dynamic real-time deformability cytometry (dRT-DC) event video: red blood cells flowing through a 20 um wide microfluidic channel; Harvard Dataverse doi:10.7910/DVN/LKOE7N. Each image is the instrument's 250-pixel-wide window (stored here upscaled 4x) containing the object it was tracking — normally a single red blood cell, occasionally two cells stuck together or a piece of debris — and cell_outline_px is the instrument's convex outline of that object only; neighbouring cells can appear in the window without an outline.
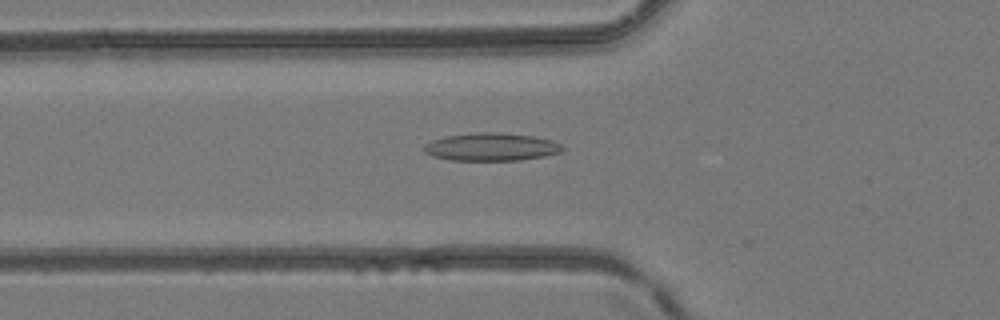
{"species": "common noctule bat (a hibernating species)", "species_latin": "Nyctalus noctula", "temperature_condition": "room temperature", "stored_images_in_passage": 43, "camera_frame_rate_fps": 3000, "um_per_image_px": 0.085, "animal": {"sex": "female", "body_mass_g": 24.6, "forearm_length_mm": 56.2}, "frame": {"image": 1, "passage_image": 17, "time_ms": 5.333, "image_size_px": [1000, 320], "cell_outline_px": [[564, 148], [560, 152], [544, 156], [520, 160], [448, 160], [432, 156], [424, 152], [424, 144], [432, 140], [448, 136], [476, 132], [500, 132], [532, 136], [552, 140], [560, 144]], "centroid_in_image_um": [41.74, 12.49], "position_along_channel_um": 84.1, "area_um2": 22.43}}
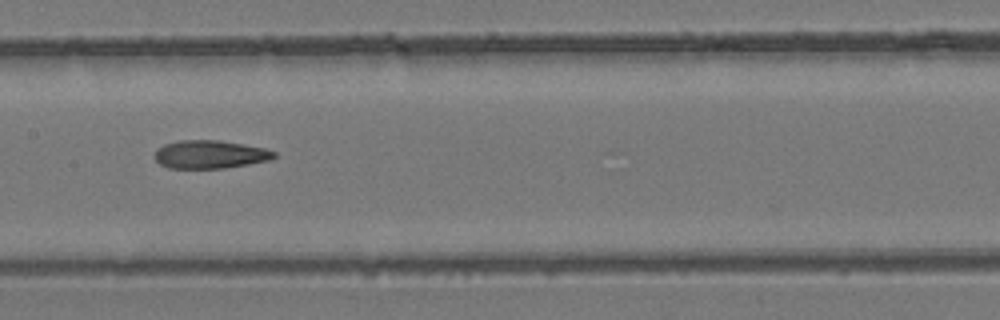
{"frame": {"image": 2, "passage_image": 24, "time_ms": 7.667, "image_size_px": [1000, 320], "cell_outline_px": [[276, 156], [268, 160], [248, 164], [224, 168], [168, 168], [160, 164], [156, 160], [156, 148], [164, 144], [176, 140], [220, 140], [264, 148], [276, 152]], "centroid_in_image_um": [17.82, 13.12], "position_along_channel_um": 189.6, "area_um2": 19.54}}
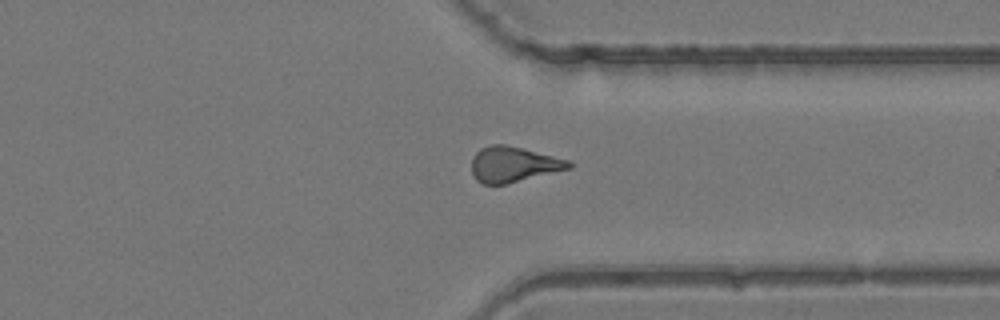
{"frame": {"image": 3, "passage_image": 36, "time_ms": 11.667, "image_size_px": [1000, 320], "cell_outline_px": [[572, 168], [504, 184], [484, 184], [476, 180], [472, 172], [472, 156], [480, 148], [488, 144], [504, 144], [524, 148], [568, 160], [572, 164]], "centroid_in_image_um": [43.61, 13.95], "position_along_channel_um": 367.8, "area_um2": 20.06}}